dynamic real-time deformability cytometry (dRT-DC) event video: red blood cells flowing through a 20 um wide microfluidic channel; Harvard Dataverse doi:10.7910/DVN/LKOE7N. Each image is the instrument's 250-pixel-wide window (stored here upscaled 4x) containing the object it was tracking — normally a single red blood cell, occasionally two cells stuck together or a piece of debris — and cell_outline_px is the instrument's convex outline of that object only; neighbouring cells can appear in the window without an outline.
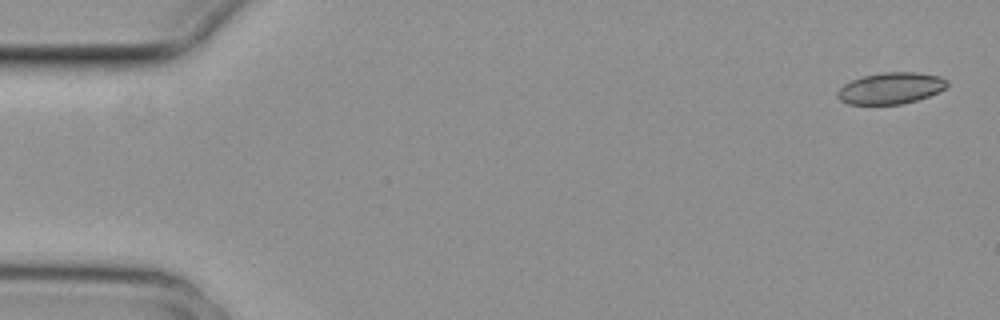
{"species": "common noctule bat (a hibernating species)", "species_latin": "Nyctalus noctula", "temperature_condition": "cold", "stored_images_in_passage": 5, "segment_of_instrument_passage": [1, 2], "camera_frame_rate_fps": 3000, "um_per_image_px": 0.085, "animal": {"sex": "female", "body_mass_g": 29.2, "forearm_length_mm": 56.3}, "frame": {"image": 1, "passage_image": 1, "time_ms": 0.0, "image_size_px": [1000, 320], "cell_outline_px": [[948, 84], [944, 88], [928, 96], [916, 100], [900, 104], [848, 104], [840, 100], [836, 96], [836, 92], [844, 84], [852, 80], [864, 76], [884, 72], [916, 72], [940, 76], [948, 80]], "centroid_in_image_um": [75.69, 7.49], "position_along_channel_um": 9.3, "area_um2": 19.94}}